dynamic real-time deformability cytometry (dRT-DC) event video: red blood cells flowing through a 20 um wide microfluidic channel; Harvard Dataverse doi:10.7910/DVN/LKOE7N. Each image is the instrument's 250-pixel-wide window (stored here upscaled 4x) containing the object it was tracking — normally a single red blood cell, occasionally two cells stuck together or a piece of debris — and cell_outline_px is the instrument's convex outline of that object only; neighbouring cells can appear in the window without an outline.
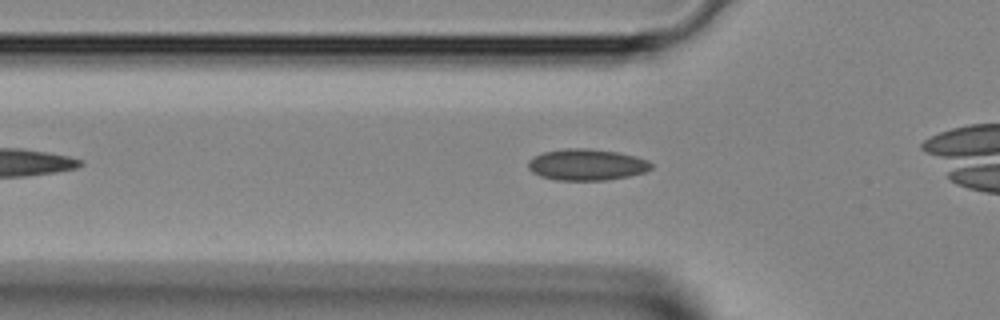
{"species": "Egyptian fruit bat (a non-hibernating species)", "species_latin": "Rousettus aegyptiacus", "temperature_condition": "room temperature", "stored_images_in_passage": 29, "camera_frame_rate_fps": 3000, "um_per_image_px": 0.085, "animal": {"sex": "female"}, "frame": {"image": 1, "passage_image": 8, "time_ms": 2.333, "image_size_px": [1000, 320], "cell_outline_px": [[652, 168], [644, 172], [628, 176], [608, 180], [556, 180], [540, 176], [532, 172], [528, 168], [528, 160], [544, 152], [564, 148], [588, 148], [616, 152], [636, 156], [648, 160], [652, 164]], "centroid_in_image_um": [49.87, 14.0], "position_along_channel_um": 75.9, "area_um2": 22.48}}
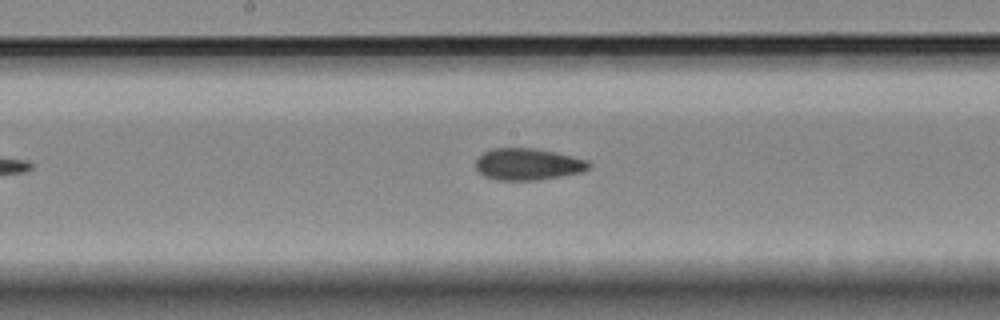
{"frame": {"image": 2, "passage_image": 16, "time_ms": 5.0, "image_size_px": [1000, 320], "cell_outline_px": [[592, 168], [584, 172], [540, 180], [496, 180], [484, 176], [476, 168], [476, 160], [484, 152], [492, 148], [532, 148], [556, 152], [588, 160], [592, 164]], "centroid_in_image_um": [44.93, 13.96], "position_along_channel_um": 203.3, "area_um2": 21.15}}
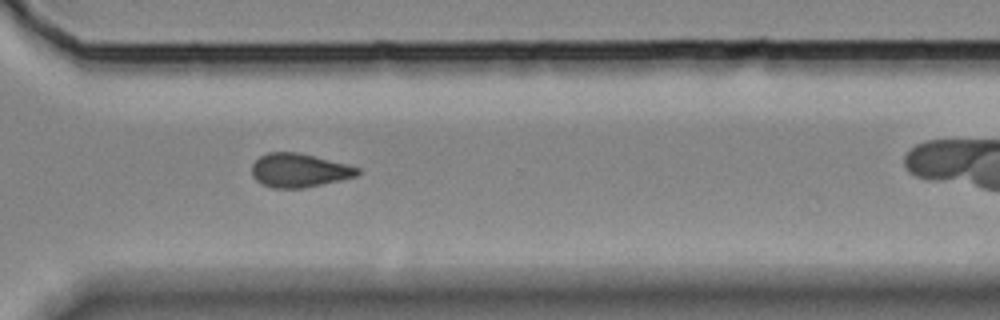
{"frame": {"image": 3, "passage_image": 25, "time_ms": 8.0, "image_size_px": [1000, 320], "cell_outline_px": [[360, 172], [356, 176], [340, 180], [304, 188], [272, 188], [256, 180], [252, 176], [252, 164], [260, 156], [268, 152], [296, 152], [348, 164], [360, 168]], "centroid_in_image_um": [25.42, 14.48], "position_along_channel_um": 345.2, "area_um2": 20.69}}